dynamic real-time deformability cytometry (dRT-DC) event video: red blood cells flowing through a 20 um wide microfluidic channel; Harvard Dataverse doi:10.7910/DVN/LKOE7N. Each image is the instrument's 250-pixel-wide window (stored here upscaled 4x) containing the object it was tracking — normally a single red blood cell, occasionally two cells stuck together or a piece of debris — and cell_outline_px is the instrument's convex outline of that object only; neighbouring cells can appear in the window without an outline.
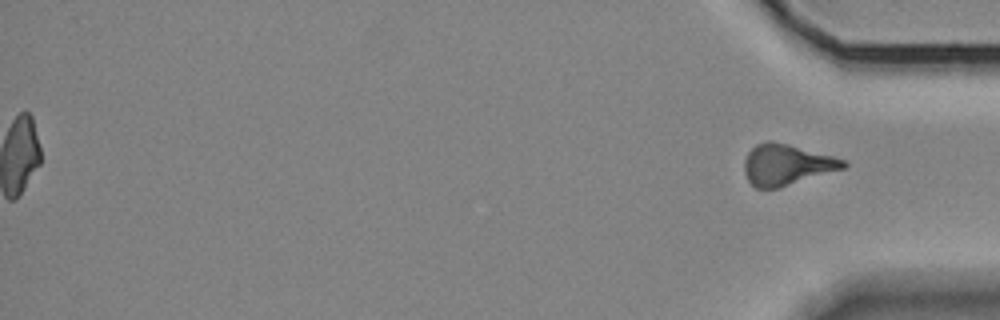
{"species": "Egyptian fruit bat (a non-hibernating species)", "species_latin": "Rousettus aegyptiacus", "temperature_condition": "room temperature", "stored_images_in_passage": 40, "segment_of_instrument_passage": [2, 2], "camera_frame_rate_fps": 3000, "um_per_image_px": 0.085, "animal": {"sex": "female"}, "frame": {"image": 1, "passage_image": 40, "time_ms": 13.0, "image_size_px": [1000, 320], "cell_outline_px": [[848, 164], [844, 168], [780, 188], [756, 188], [748, 180], [744, 172], [744, 160], [748, 152], [756, 144], [768, 140], [772, 140], [788, 144], [848, 160]], "centroid_in_image_um": [66.86, 13.99], "position_along_channel_um": 368.3, "area_um2": 23.7}}